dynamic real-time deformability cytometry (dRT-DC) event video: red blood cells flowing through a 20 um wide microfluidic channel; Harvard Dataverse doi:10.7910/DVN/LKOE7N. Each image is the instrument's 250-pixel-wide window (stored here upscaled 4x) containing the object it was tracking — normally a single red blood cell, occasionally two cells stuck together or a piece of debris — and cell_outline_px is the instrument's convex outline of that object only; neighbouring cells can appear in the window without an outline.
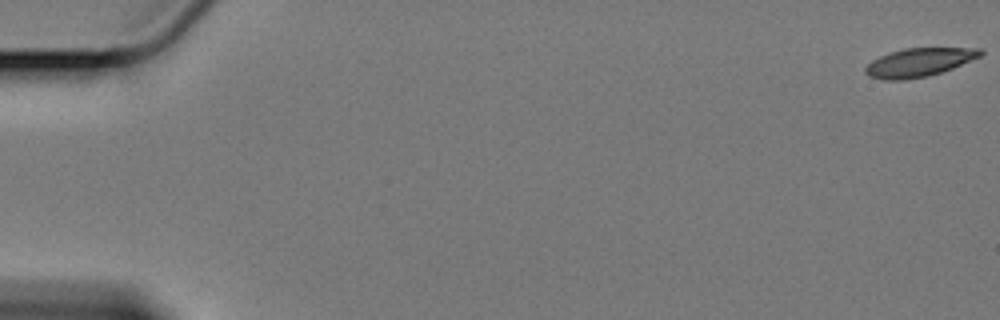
{"species": "Egyptian fruit bat (a non-hibernating species)", "species_latin": "Rousettus aegyptiacus", "temperature_condition": "cold", "stored_images_in_passage": 61, "camera_frame_rate_fps": 3000, "um_per_image_px": 0.085, "animal": {"sex": "female"}, "frame": {"image": 1, "passage_image": 1, "time_ms": 0.0, "image_size_px": [1000, 320], "cell_outline_px": [[984, 52], [980, 56], [952, 68], [928, 76], [904, 80], [884, 80], [868, 76], [864, 72], [864, 68], [872, 60], [888, 52], [904, 48], [980, 48]], "centroid_in_image_um": [78.07, 5.3], "position_along_channel_um": 6.9, "area_um2": 19.07}}
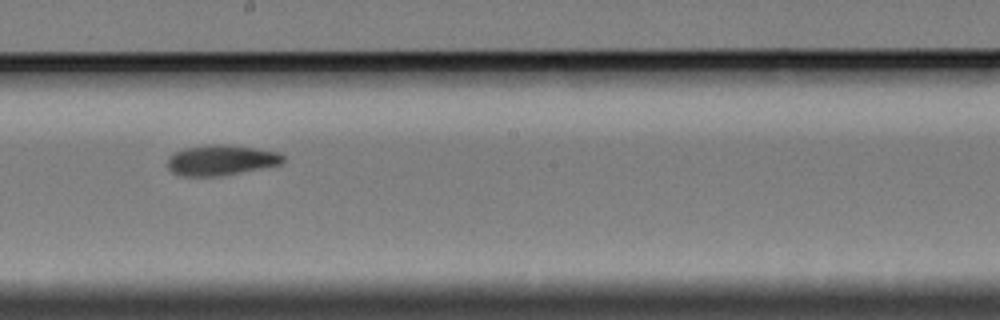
{"frame": {"image": 2, "passage_image": 35, "time_ms": 11.333, "image_size_px": [1000, 320], "cell_outline_px": [[284, 160], [280, 164], [220, 176], [180, 176], [172, 172], [168, 168], [168, 156], [184, 148], [208, 144], [224, 144], [256, 148], [280, 152], [284, 156]], "centroid_in_image_um": [18.77, 13.6], "position_along_channel_um": 229.4, "area_um2": 20.46}}
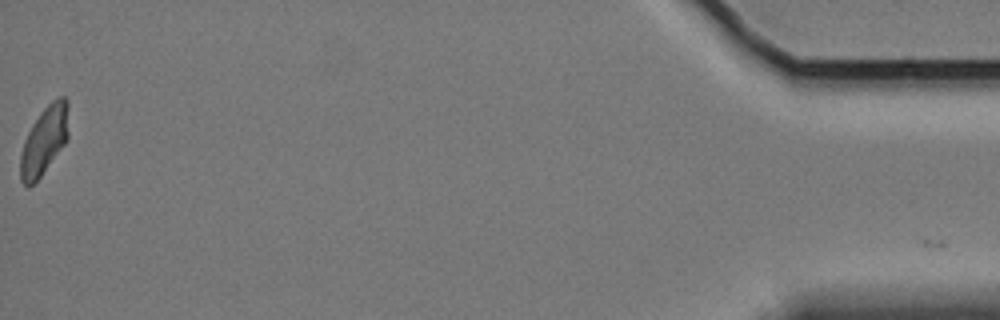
{"frame": {"image": 3, "passage_image": 61, "time_ms": 20.0, "image_size_px": [1000, 320], "cell_outline_px": [[68, 136], [64, 144], [40, 176], [28, 188], [20, 180], [20, 156], [24, 140], [32, 124], [40, 112], [52, 100], [60, 96], [64, 96], [68, 100]], "centroid_in_image_um": [3.75, 11.91], "position_along_channel_um": 431.4, "area_um2": 19.02}, "authors_computed_cell_mechanics": {"area_um2": 20.2878, "velocity_mm_per_s": 3.3645, "shape_relaxation_time_tau1_ms": 9.7993, "shape_relaxation_time_tau2_ms": 4.9867, "deformation_change_tau1": 0.1746, "deformation_change_tau2": 0.0946}}